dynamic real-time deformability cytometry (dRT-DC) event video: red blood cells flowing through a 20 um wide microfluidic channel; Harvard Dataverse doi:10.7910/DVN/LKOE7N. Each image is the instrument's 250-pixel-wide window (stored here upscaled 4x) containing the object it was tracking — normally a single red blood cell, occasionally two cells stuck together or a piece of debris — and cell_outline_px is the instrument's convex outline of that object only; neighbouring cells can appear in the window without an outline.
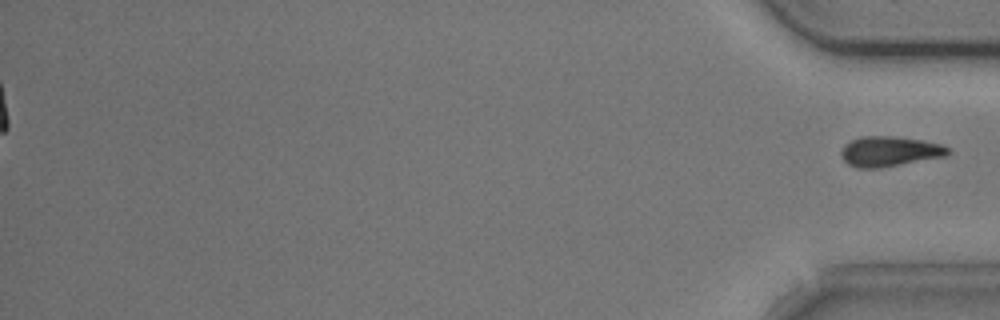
{"species": "common noctule bat (a hibernating species)", "species_latin": "Nyctalus noctula", "temperature_condition": "cold", "stored_images_in_passage": 55, "segment_of_instrument_passage": [2, 2], "camera_frame_rate_fps": 3000, "um_per_image_px": 0.085, "animal": {"sex": "male", "body_mass_g": 20.5, "forearm_length_mm": 52.5}, "frame": {"image": 1, "passage_image": 55, "time_ms": 18.0, "image_size_px": [1000, 320], "cell_outline_px": [[952, 152], [944, 156], [880, 168], [860, 168], [848, 164], [840, 156], [840, 152], [844, 144], [860, 136], [896, 136], [920, 140], [940, 144], [952, 148]], "centroid_in_image_um": [75.6, 12.86], "position_along_channel_um": 359.6, "area_um2": 18.79}}